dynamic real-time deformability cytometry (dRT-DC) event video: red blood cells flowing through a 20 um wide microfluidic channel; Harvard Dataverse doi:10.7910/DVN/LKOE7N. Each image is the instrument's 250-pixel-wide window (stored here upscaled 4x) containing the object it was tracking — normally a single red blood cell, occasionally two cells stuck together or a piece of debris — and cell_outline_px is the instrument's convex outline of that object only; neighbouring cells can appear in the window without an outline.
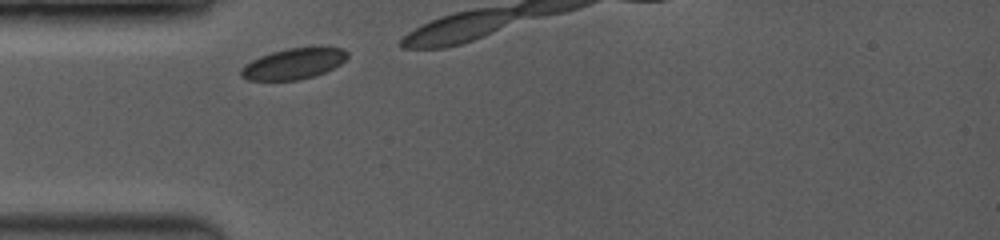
{"species": "common noctule bat (a hibernating species)", "species_latin": "Nyctalus noctula", "temperature_condition": "room temperature", "stored_images_in_passage": 4, "camera_frame_rate_fps": 3500, "um_per_image_px": 0.085, "animal": {"sex": "female", "body_mass_g": 19.0, "forearm_length_mm": 53.3}, "frame": {"image": 1, "passage_image": 1, "time_ms": 0.0, "image_size_px": [1000, 240], "cell_outline_px": [[348, 56], [340, 64], [324, 72], [312, 76], [296, 80], [248, 80], [240, 76], [240, 68], [244, 64], [260, 56], [272, 52], [288, 48], [320, 44], [344, 48], [348, 52]], "centroid_in_image_um": [24.99, 5.36], "position_along_channel_um": 60.0, "area_um2": 19.65}}